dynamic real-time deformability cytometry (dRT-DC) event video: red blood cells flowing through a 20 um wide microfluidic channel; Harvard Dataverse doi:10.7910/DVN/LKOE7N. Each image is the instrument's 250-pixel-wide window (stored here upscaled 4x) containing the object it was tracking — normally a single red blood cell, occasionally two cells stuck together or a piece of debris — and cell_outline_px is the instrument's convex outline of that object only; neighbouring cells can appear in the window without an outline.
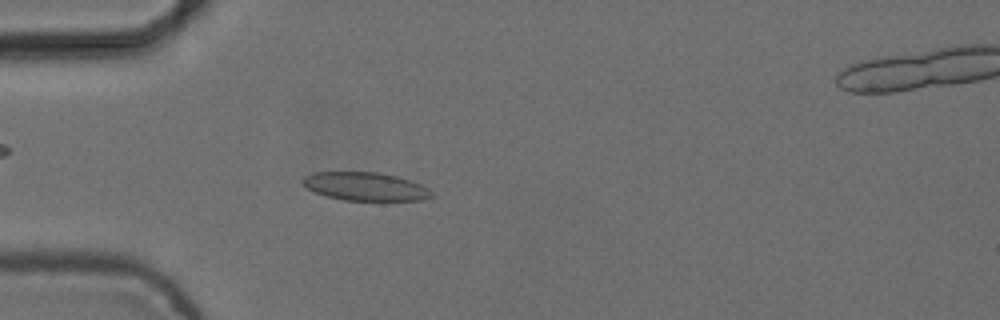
{"species": "common noctule bat (a hibernating species)", "species_latin": "Nyctalus noctula", "temperature_condition": "cold", "stored_images_in_passage": 6, "camera_frame_rate_fps": 3000, "um_per_image_px": 0.085, "animal": {"sex": "female", "body_mass_g": 24.6, "forearm_length_mm": 56.2}, "frame": {"image": 1, "passage_image": 5, "time_ms": 1.333, "image_size_px": [1000, 320], "cell_outline_px": [[436, 196], [424, 200], [344, 200], [328, 196], [316, 192], [308, 188], [300, 180], [304, 176], [312, 172], [380, 172], [396, 176], [420, 184], [428, 188]], "centroid_in_image_um": [31.07, 15.84], "position_along_channel_um": 53.9, "area_um2": 21.21}}